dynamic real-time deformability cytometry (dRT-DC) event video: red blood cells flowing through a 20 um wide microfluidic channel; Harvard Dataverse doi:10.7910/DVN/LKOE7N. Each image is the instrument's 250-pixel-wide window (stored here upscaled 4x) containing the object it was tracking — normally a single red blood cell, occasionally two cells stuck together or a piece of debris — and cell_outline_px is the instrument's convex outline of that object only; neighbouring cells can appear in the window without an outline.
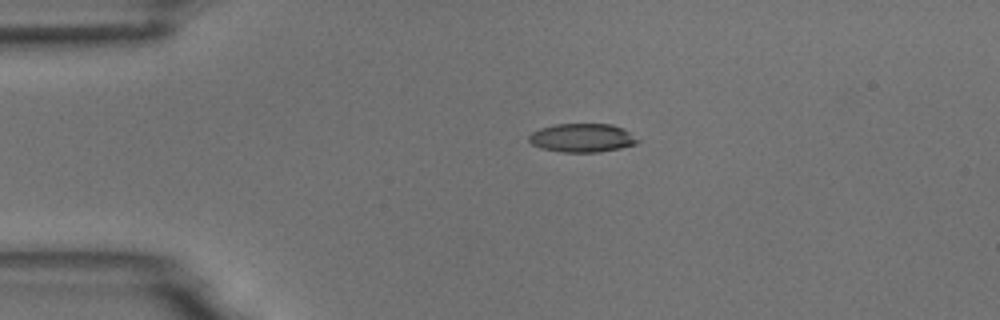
{"species": "common noctule bat (a hibernating species)", "species_latin": "Nyctalus noctula", "temperature_condition": "room temperature", "stored_images_in_passage": 5, "camera_frame_rate_fps": 3000, "um_per_image_px": 0.085, "animal": {"sex": "male", "body_mass_g": 18.8}, "frame": {"image": 1, "passage_image": 4, "time_ms": 3.667, "image_size_px": [1000, 320], "cell_outline_px": [[640, 140], [636, 144], [620, 148], [600, 152], [564, 152], [540, 148], [532, 144], [528, 140], [528, 136], [532, 132], [540, 128], [556, 124], [612, 124], [624, 128]], "centroid_in_image_um": [49.49, 11.71], "position_along_channel_um": 35.5, "area_um2": 18.21}}